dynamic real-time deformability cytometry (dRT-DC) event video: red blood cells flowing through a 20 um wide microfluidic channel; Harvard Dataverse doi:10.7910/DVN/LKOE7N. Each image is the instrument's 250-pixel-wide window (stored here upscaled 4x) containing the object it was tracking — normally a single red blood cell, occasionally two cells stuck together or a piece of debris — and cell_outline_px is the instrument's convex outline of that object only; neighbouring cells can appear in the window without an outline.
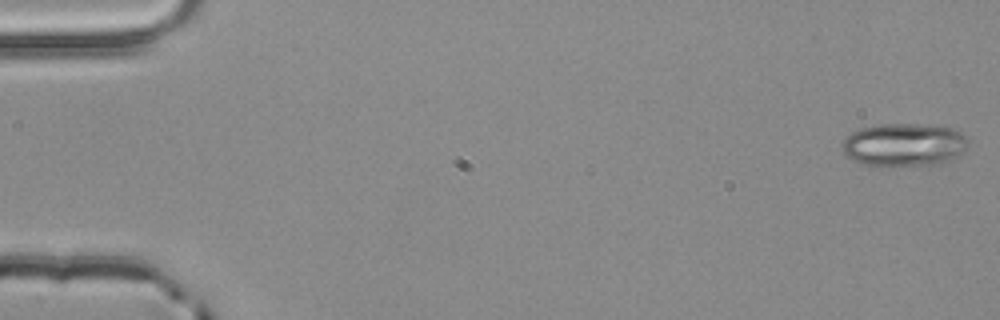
{"species": "common noctule bat (a hibernating species)", "species_latin": "Nyctalus noctula", "temperature_condition": "room temperature", "stored_images_in_passage": 10, "camera_frame_rate_fps": 3000, "um_per_image_px": 0.085, "animal": {"sex": "male", "body_mass_g": 20.4}, "frame": {"image": 1, "passage_image": 1, "time_ms": 0.0, "image_size_px": [1000, 320], "cell_outline_px": [[968, 144], [964, 152], [952, 160], [936, 164], [864, 164], [852, 160], [844, 156], [840, 148], [844, 140], [852, 132], [860, 128], [876, 124], [920, 124], [956, 128], [968, 140]], "centroid_in_image_um": [76.84, 12.28], "position_along_channel_um": 8.2, "area_um2": 31.5}}